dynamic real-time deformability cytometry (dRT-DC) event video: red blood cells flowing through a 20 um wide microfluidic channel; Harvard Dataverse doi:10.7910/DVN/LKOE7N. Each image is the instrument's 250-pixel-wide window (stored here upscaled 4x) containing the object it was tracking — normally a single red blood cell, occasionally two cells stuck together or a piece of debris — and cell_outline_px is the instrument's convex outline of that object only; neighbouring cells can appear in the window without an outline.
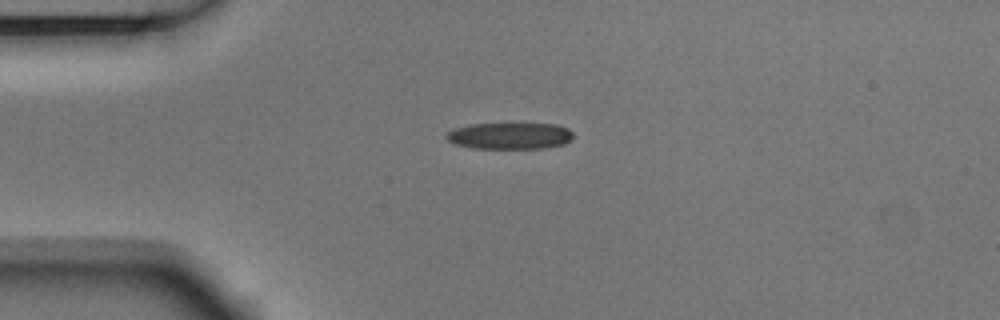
{"species": "Egyptian fruit bat (a non-hibernating species)", "species_latin": "Rousettus aegyptiacus", "temperature_condition": "room temperature", "stored_images_in_passage": 5, "camera_frame_rate_fps": 3000, "um_per_image_px": 0.085, "animal": {"sex": "male"}, "frame": {"image": 1, "passage_image": 1, "time_ms": 0.0, "image_size_px": [1000, 320], "cell_outline_px": [[572, 140], [564, 144], [544, 148], [472, 148], [452, 144], [444, 136], [452, 128], [472, 124], [556, 124], [568, 128], [572, 132]], "centroid_in_image_um": [43.3, 11.55], "position_along_channel_um": 41.7, "area_um2": 19.71}}
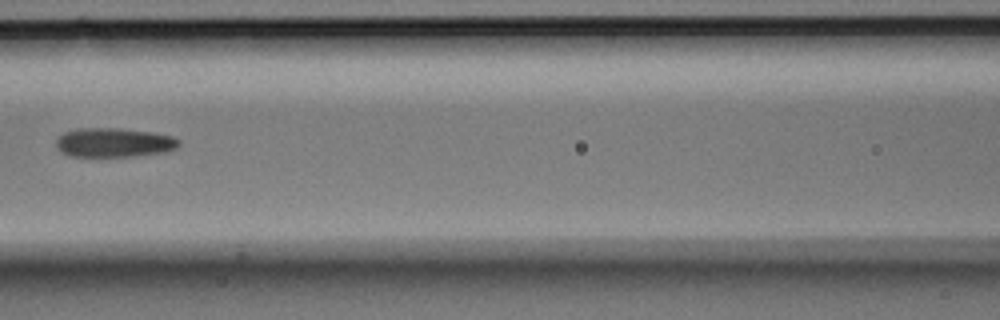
{"frame": {"image": 2, "passage_image": 4, "time_ms": 1.0, "image_size_px": [1000, 320], "cell_outline_px": [[180, 144], [176, 148], [168, 152], [132, 156], [72, 156], [60, 152], [56, 144], [56, 140], [64, 132], [76, 128], [120, 128], [152, 132], [172, 136], [180, 140]], "centroid_in_image_um": [9.7, 12.11], "position_along_channel_um": 156.9, "area_um2": 20.98}}
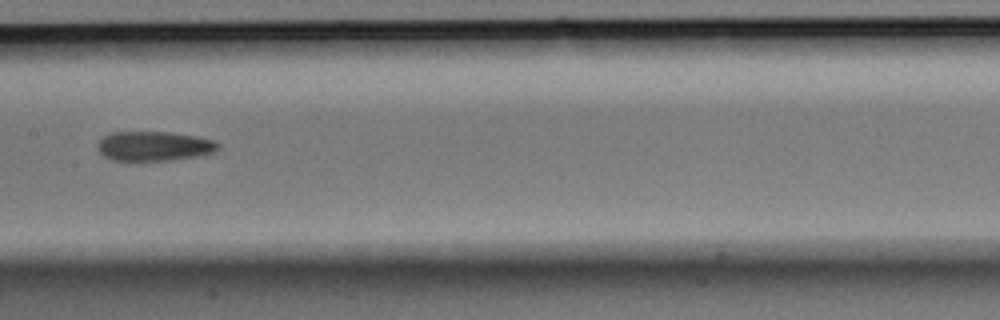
{"frame": {"image": 3, "passage_image": 5, "time_ms": 1.333, "image_size_px": [1000, 320], "cell_outline_px": [[220, 148], [216, 152], [196, 156], [172, 160], [112, 160], [104, 156], [96, 148], [100, 140], [104, 136], [112, 132], [168, 132], [196, 136], [216, 140], [220, 144]], "centroid_in_image_um": [13.13, 12.41], "position_along_channel_um": 194.3, "area_um2": 20.81}}